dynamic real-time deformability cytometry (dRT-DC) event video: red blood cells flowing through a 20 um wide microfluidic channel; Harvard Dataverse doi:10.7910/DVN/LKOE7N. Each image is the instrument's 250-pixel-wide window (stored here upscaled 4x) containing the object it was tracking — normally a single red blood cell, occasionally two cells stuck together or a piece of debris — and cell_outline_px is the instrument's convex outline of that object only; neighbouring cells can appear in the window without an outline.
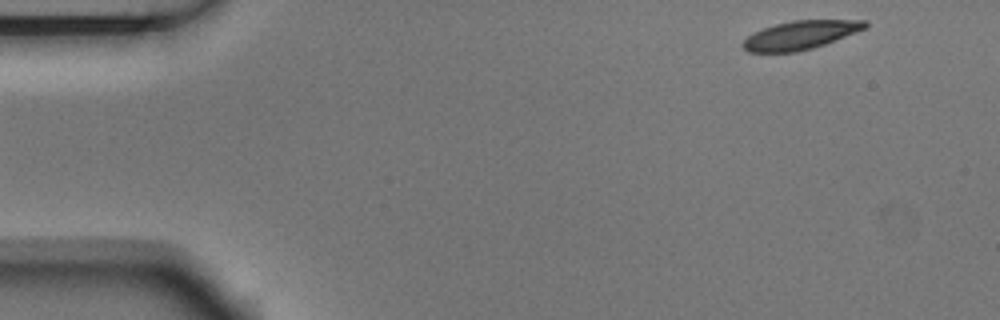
{"species": "Egyptian fruit bat (a non-hibernating species)", "species_latin": "Rousettus aegyptiacus", "temperature_condition": "room temperature", "stored_images_in_passage": 5, "segment_of_instrument_passage": [2, 2], "camera_frame_rate_fps": 3000, "um_per_image_px": 0.085, "animal": {"sex": "male"}, "frame": {"image": 1, "passage_image": 5, "time_ms": 1.333, "image_size_px": [1000, 320], "cell_outline_px": [[868, 24], [864, 28], [856, 32], [824, 44], [812, 48], [796, 52], [748, 52], [740, 44], [748, 36], [764, 28], [776, 24], [792, 20], [868, 20]], "centroid_in_image_um": [68.02, 2.98], "position_along_channel_um": 17.0, "area_um2": 20.06}}